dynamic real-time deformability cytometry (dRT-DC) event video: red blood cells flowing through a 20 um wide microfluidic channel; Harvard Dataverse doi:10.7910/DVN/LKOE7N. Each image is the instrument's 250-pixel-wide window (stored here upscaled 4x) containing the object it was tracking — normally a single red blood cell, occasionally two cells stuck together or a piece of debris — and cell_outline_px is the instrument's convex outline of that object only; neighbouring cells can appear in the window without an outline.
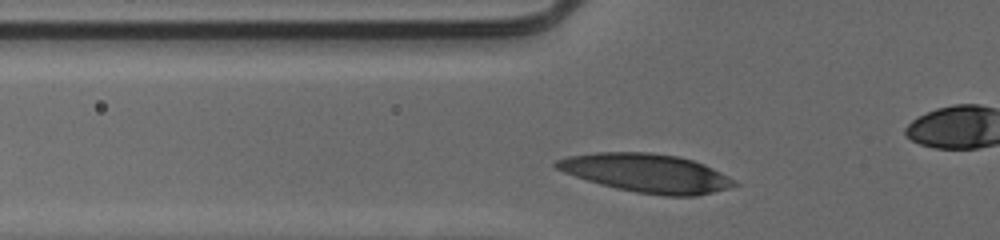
{"species": "human", "species_latin": "Homo sapiens", "temperature_condition": "cold", "stored_images_in_passage": 28, "camera_frame_rate_fps": 3000, "um_per_image_px": 0.085, "donor": {"sex": "male"}, "frame": {"image": 1, "passage_image": 3, "time_ms": 0.667, "image_size_px": [1000, 240], "cell_outline_px": [[740, 184], [728, 188], [696, 196], [664, 196], [636, 192], [616, 188], [600, 184], [564, 172], [556, 168], [552, 164], [556, 160], [568, 156], [596, 152], [652, 152], [676, 156], [692, 160], [704, 164], [736, 180]], "centroid_in_image_um": [54.96, 14.71], "position_along_channel_um": 70.8, "area_um2": 39.88}}
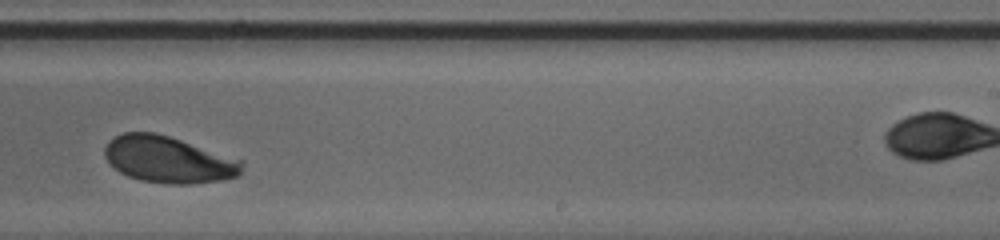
{"frame": {"image": 2, "passage_image": 19, "time_ms": 6.0, "image_size_px": [1000, 240], "cell_outline_px": [[244, 164], [240, 176], [220, 180], [192, 184], [164, 184], [140, 180], [128, 176], [120, 172], [108, 164], [104, 156], [104, 148], [108, 140], [112, 136], [124, 132], [156, 132], [244, 160]], "centroid_in_image_um": [14.3, 13.56], "position_along_channel_um": 274.7, "area_um2": 37.8}}
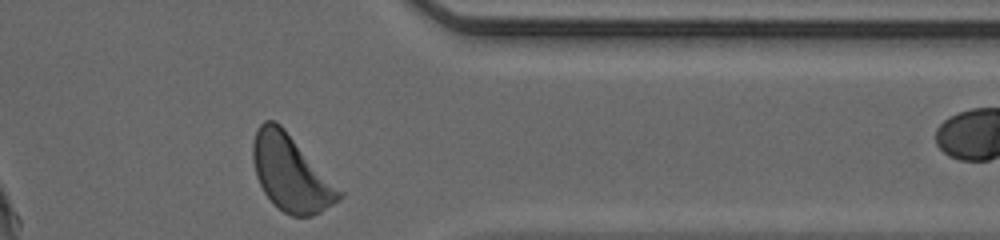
{"frame": {"image": 3, "passage_image": 28, "time_ms": 9.0, "image_size_px": [1000, 240], "cell_outline_px": [[344, 196], [340, 200], [320, 212], [312, 216], [292, 216], [284, 212], [272, 204], [264, 192], [256, 176], [252, 160], [252, 144], [256, 132], [260, 124], [264, 120], [276, 120], [284, 128], [344, 192]], "centroid_in_image_um": [24.72, 14.73], "position_along_channel_um": 386.7, "area_um2": 38.26}, "authors_computed_cell_mechanics": {"area_um2": 38.2925, "velocity_mm_per_s": 3.8807, "shape_relaxation_time_tau1_ms": 3.0139, "shape_relaxation_time_tau2_ms": null, "deformation_change_tau1": 0.1515, "deformation_change_tau2": null}}